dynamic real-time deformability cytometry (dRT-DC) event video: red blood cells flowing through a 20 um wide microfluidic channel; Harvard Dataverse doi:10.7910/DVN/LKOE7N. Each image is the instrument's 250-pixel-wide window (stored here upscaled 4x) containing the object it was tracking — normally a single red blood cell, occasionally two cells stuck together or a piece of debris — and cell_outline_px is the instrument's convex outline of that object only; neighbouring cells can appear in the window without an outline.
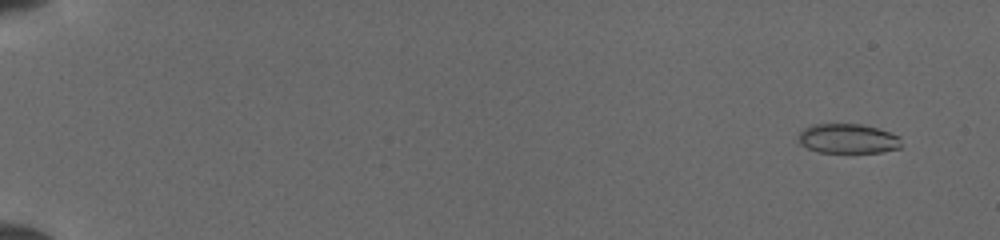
{"species": "common noctule bat (a hibernating species)", "species_latin": "Nyctalus noctula", "temperature_condition": "cold", "stored_images_in_passage": 52, "camera_frame_rate_fps": 3000, "um_per_image_px": 0.085, "animal": {"sex": "female", "body_mass_g": 19.5, "forearm_length_mm": 54.1}, "frame": {"image": 1, "passage_image": 4, "time_ms": 1.0, "image_size_px": [1000, 240], "cell_outline_px": [[900, 148], [880, 152], [820, 152], [808, 148], [800, 144], [800, 132], [804, 128], [812, 124], [860, 124], [876, 128], [900, 136]], "centroid_in_image_um": [72.07, 11.78], "position_along_channel_um": 12.9, "area_um2": 17.51}}
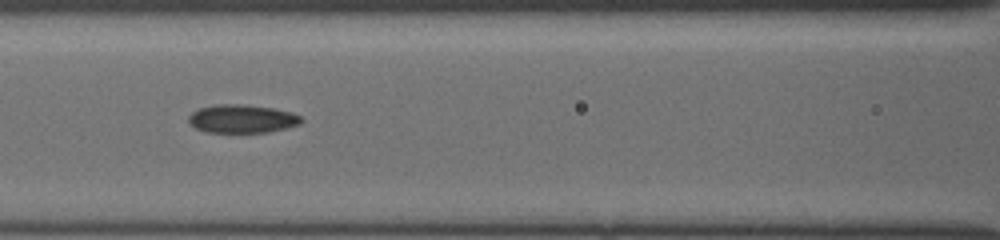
{"frame": {"image": 2, "passage_image": 26, "time_ms": 8.333, "image_size_px": [1000, 240], "cell_outline_px": [[304, 120], [300, 124], [268, 132], [208, 132], [196, 128], [188, 120], [188, 116], [192, 112], [200, 108], [216, 104], [240, 104], [272, 108], [292, 112], [300, 116]], "centroid_in_image_um": [20.58, 10.09], "position_along_channel_um": 146.0, "area_um2": 18.44}}
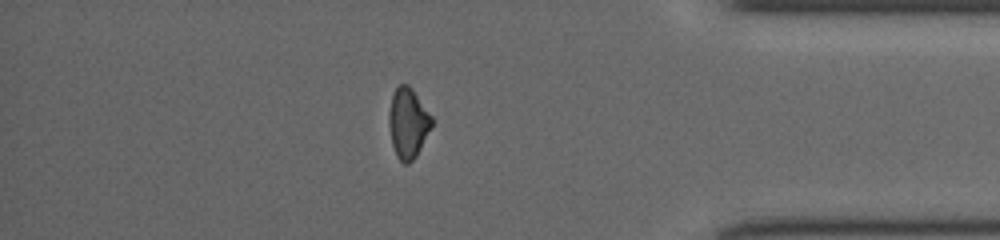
{"frame": {"image": 3, "passage_image": 46, "time_ms": 15.0, "image_size_px": [1000, 240], "cell_outline_px": [[432, 124], [416, 156], [408, 164], [404, 164], [396, 156], [392, 144], [388, 120], [388, 116], [392, 96], [396, 88], [400, 84], [408, 84], [412, 88], [432, 116]], "centroid_in_image_um": [34.67, 10.45], "position_along_channel_um": 400.5, "area_um2": 17.28}}